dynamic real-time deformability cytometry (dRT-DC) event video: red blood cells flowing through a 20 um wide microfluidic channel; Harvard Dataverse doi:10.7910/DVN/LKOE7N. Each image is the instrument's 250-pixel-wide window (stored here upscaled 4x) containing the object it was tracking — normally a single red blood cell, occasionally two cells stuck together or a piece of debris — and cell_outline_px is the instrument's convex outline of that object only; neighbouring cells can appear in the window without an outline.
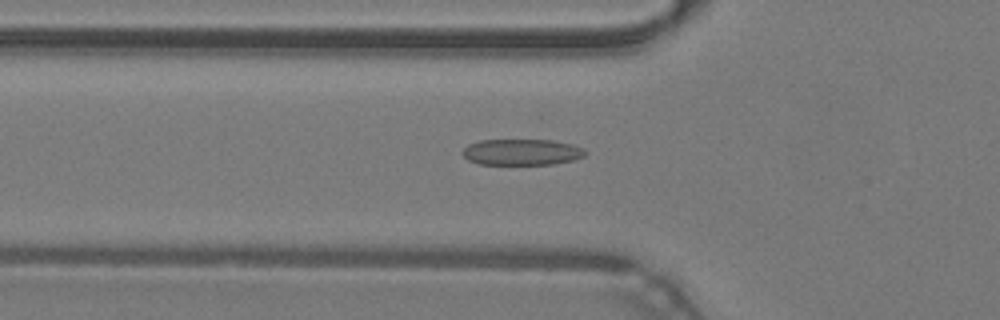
{"species": "common noctule bat (a hibernating species)", "species_latin": "Nyctalus noctula", "temperature_condition": "warm", "stored_images_in_passage": 48, "camera_frame_rate_fps": 3000, "um_per_image_px": 0.085, "animal": {"sex": "male", "body_mass_g": 19.2, "forearm_length_mm": 51.8}, "frame": {"image": 1, "passage_image": 17, "time_ms": 5.333, "image_size_px": [1000, 320], "cell_outline_px": [[588, 152], [584, 156], [572, 160], [552, 164], [480, 164], [468, 160], [460, 152], [468, 144], [480, 140], [552, 140], [572, 144], [584, 148]], "centroid_in_image_um": [44.35, 12.92], "position_along_channel_um": 81.5, "area_um2": 18.73}}
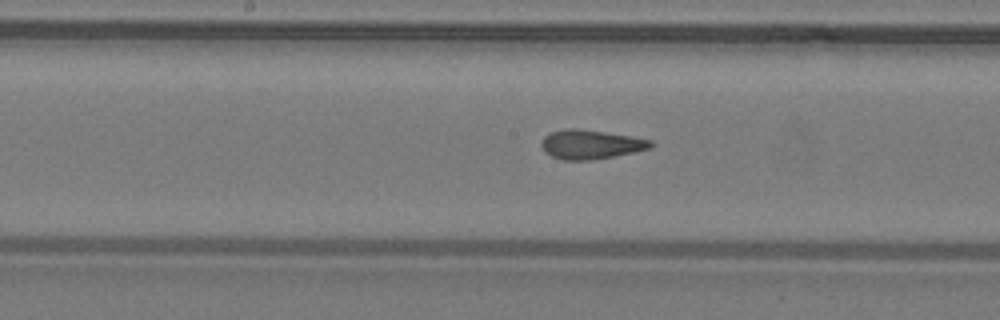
{"frame": {"image": 2, "passage_image": 25, "time_ms": 8.0, "image_size_px": [1000, 320], "cell_outline_px": [[656, 144], [652, 148], [592, 160], [564, 160], [552, 156], [544, 152], [540, 144], [540, 140], [544, 136], [552, 132], [568, 128], [580, 128], [632, 136], [652, 140]], "centroid_in_image_um": [50.21, 12.26], "position_along_channel_um": 198.0, "area_um2": 18.73}}
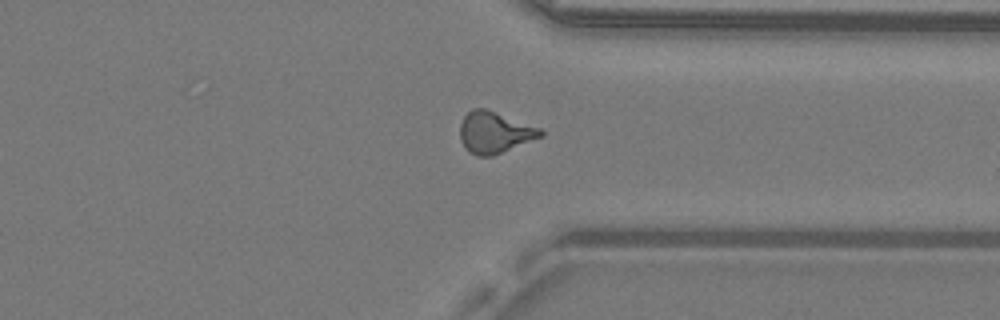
{"frame": {"image": 3, "passage_image": 37, "time_ms": 12.0, "image_size_px": [1000, 320], "cell_outline_px": [[544, 136], [492, 156], [476, 156], [468, 152], [464, 148], [460, 140], [460, 124], [464, 116], [472, 108], [484, 108], [540, 128], [544, 132]], "centroid_in_image_um": [42.01, 11.27], "position_along_channel_um": 369.4, "area_um2": 19.48}, "authors_computed_cell_mechanics": {"area_um2": 18.7272, "velocity_mm_per_s": 4.3256, "shape_relaxation_time_tau1_ms": null, "shape_relaxation_time_tau2_ms": 1.8861, "deformation_change_tau1": null, "deformation_change_tau2": 0.1102}}